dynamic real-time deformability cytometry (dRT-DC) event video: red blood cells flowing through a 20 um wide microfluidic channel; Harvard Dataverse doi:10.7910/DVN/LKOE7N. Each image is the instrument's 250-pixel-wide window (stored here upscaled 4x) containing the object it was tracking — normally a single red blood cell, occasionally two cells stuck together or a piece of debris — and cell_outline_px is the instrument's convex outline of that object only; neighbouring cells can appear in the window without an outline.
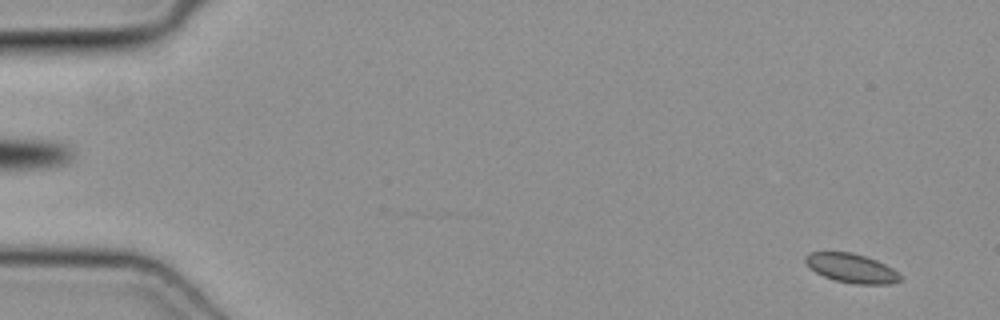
{"species": "common noctule bat (a hibernating species)", "species_latin": "Nyctalus noctula", "temperature_condition": "cold", "stored_images_in_passage": 56, "camera_frame_rate_fps": 3000, "um_per_image_px": 0.085, "animal": {"sex": "female", "body_mass_g": 19.3, "forearm_length_mm": 54.1}, "frame": {"image": 1, "passage_image": 3, "time_ms": 0.667, "image_size_px": [1000, 320], "cell_outline_px": [[900, 280], [892, 284], [856, 284], [836, 280], [824, 276], [808, 268], [804, 260], [804, 256], [808, 252], [852, 252], [876, 260], [892, 268], [900, 276]], "centroid_in_image_um": [72.32, 22.78], "position_along_channel_um": 12.7, "area_um2": 16.01}}
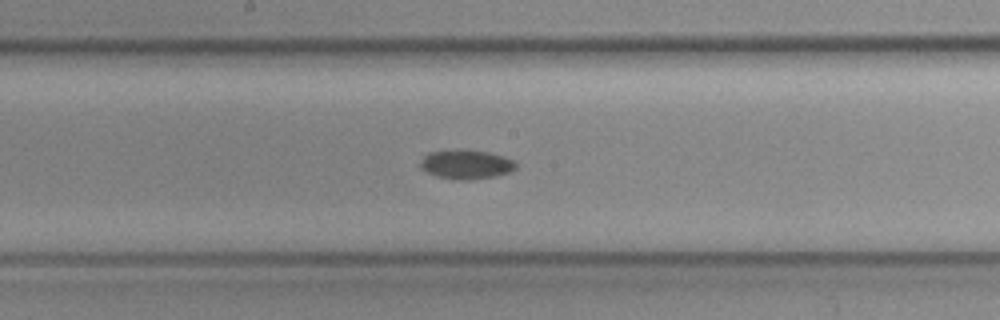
{"frame": {"image": 2, "passage_image": 32, "time_ms": 10.333, "image_size_px": [1000, 320], "cell_outline_px": [[516, 168], [508, 172], [496, 176], [472, 180], [456, 180], [436, 176], [420, 168], [416, 164], [428, 152], [488, 152], [504, 156], [512, 160], [516, 164]], "centroid_in_image_um": [39.59, 14.02], "position_along_channel_um": 208.6, "area_um2": 15.78}}
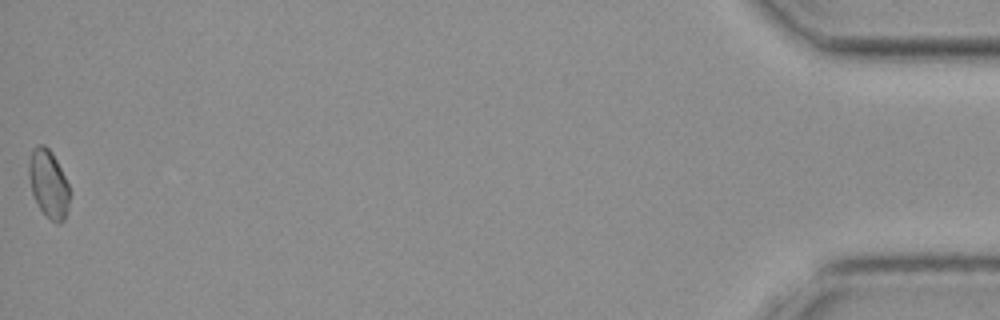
{"frame": {"image": 3, "passage_image": 56, "time_ms": 18.333, "image_size_px": [1000, 320], "cell_outline_px": [[72, 192], [68, 208], [64, 220], [60, 224], [56, 224], [40, 208], [32, 192], [28, 176], [28, 160], [32, 148], [36, 144], [44, 144], [52, 152]], "centroid_in_image_um": [4.13, 15.6], "position_along_channel_um": 431.1, "area_um2": 16.3}}